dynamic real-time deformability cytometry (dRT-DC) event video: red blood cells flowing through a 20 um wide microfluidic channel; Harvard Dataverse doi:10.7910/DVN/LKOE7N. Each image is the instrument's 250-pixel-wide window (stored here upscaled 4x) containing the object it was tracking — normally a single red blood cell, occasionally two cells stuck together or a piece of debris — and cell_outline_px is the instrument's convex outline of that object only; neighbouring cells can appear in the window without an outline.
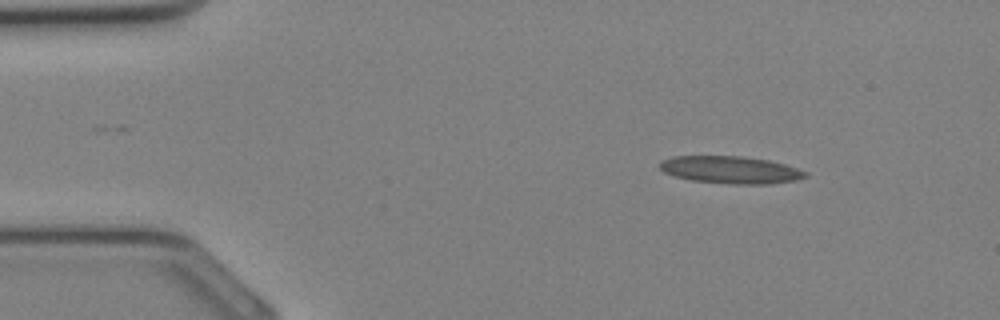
{"species": "Egyptian fruit bat (a non-hibernating species)", "species_latin": "Rousettus aegyptiacus", "temperature_condition": "cold", "stored_images_in_passage": 32, "camera_frame_rate_fps": 3000, "um_per_image_px": 0.085, "animal": {"sex": "female"}, "frame": {"image": 1, "passage_image": 3, "time_ms": 0.667, "image_size_px": [1000, 320], "cell_outline_px": [[808, 176], [796, 180], [768, 184], [732, 184], [692, 180], [676, 176], [664, 172], [660, 168], [660, 160], [672, 156], [740, 156], [768, 160], [784, 164], [808, 172]], "centroid_in_image_um": [62.1, 14.43], "position_along_channel_um": 22.9, "area_um2": 23.12}}
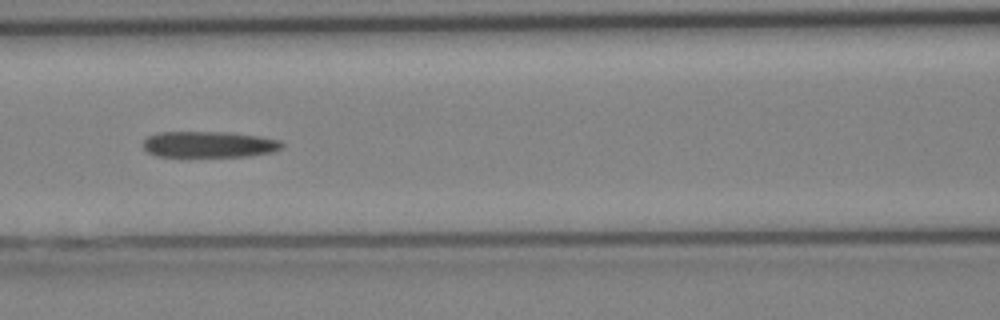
{"frame": {"image": 2, "passage_image": 13, "time_ms": 4.0, "image_size_px": [1000, 320], "cell_outline_px": [[284, 148], [272, 152], [248, 156], [156, 156], [148, 152], [144, 148], [144, 140], [148, 136], [160, 132], [232, 132], [280, 140], [284, 144]], "centroid_in_image_um": [17.79, 12.27], "position_along_channel_um": 148.8, "area_um2": 21.1}}
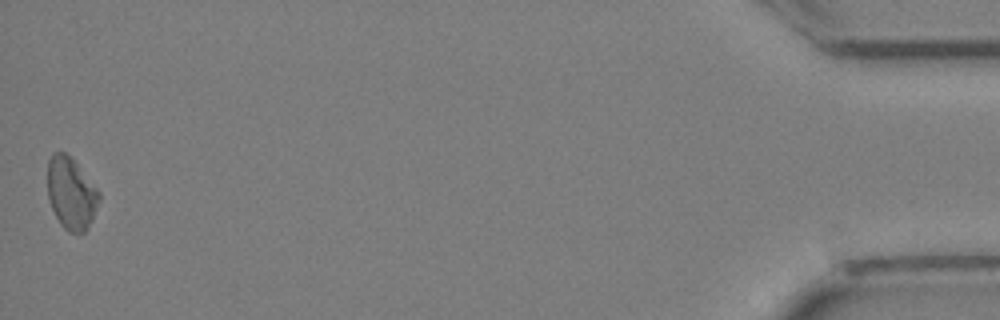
{"frame": {"image": 3, "passage_image": 32, "time_ms": 10.333, "image_size_px": [1000, 320], "cell_outline_px": [[100, 200], [84, 232], [68, 232], [60, 224], [48, 200], [48, 160], [52, 152], [64, 152], [76, 164], [100, 192]], "centroid_in_image_um": [6.02, 16.43], "position_along_channel_um": 429.2, "area_um2": 21.1}}